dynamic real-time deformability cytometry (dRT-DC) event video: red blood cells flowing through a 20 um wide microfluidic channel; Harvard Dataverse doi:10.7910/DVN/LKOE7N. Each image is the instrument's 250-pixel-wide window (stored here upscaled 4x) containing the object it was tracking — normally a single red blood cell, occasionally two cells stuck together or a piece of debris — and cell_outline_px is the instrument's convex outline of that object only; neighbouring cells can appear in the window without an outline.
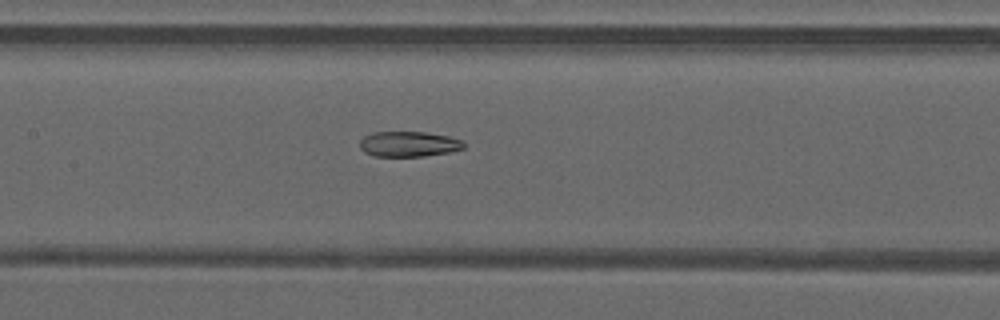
{"species": "common noctule bat (a hibernating species)", "species_latin": "Nyctalus noctula", "temperature_condition": "warm", "stored_images_in_passage": 38, "camera_frame_rate_fps": 3000, "um_per_image_px": 0.085, "animal": {"sex": "male", "forearm_length_mm": 52.5}, "frame": {"image": 1, "passage_image": 13, "time_ms": 4.0, "image_size_px": [1000, 320], "cell_outline_px": [[464, 148], [448, 152], [424, 156], [376, 156], [364, 152], [360, 148], [360, 140], [364, 136], [372, 132], [424, 132], [448, 136], [464, 140]], "centroid_in_image_um": [34.73, 12.24], "position_along_channel_um": 172.7, "area_um2": 15.32}}
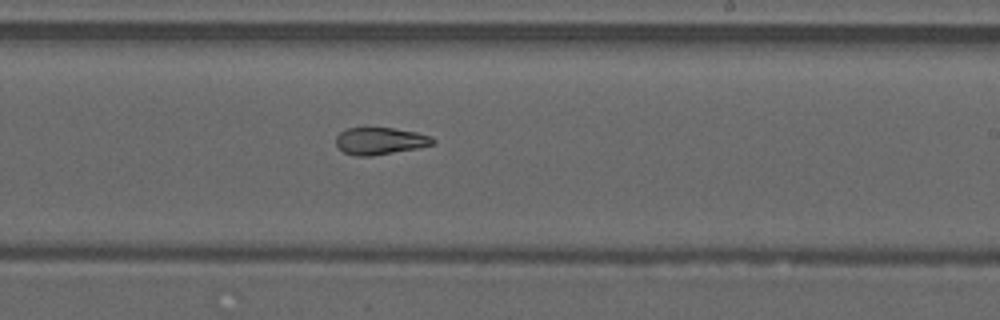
{"frame": {"image": 2, "passage_image": 19, "time_ms": 6.0, "image_size_px": [1000, 320], "cell_outline_px": [[436, 140], [432, 144], [416, 148], [372, 156], [356, 156], [344, 152], [336, 144], [336, 136], [340, 132], [348, 128], [392, 128], [416, 132], [432, 136]], "centroid_in_image_um": [32.3, 11.98], "position_along_channel_um": 256.7, "area_um2": 15.14}}
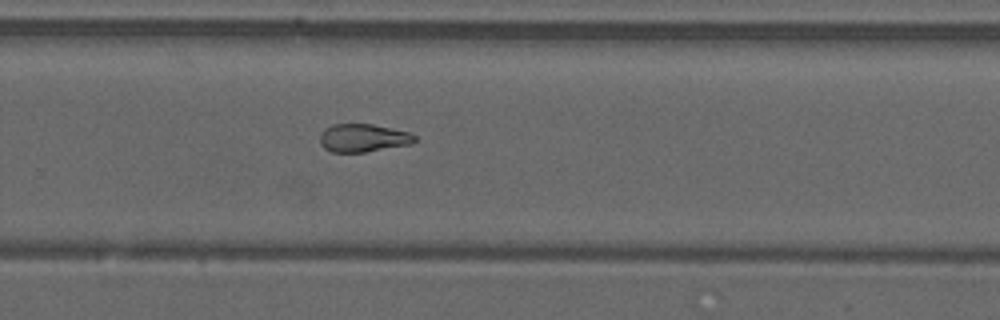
{"frame": {"image": 3, "passage_image": 22, "time_ms": 7.0, "image_size_px": [1000, 320], "cell_outline_px": [[416, 140], [412, 144], [364, 152], [332, 152], [324, 148], [320, 144], [320, 136], [324, 128], [332, 124], [372, 124], [408, 132], [416, 136]], "centroid_in_image_um": [30.85, 11.72], "position_along_channel_um": 299.0, "area_um2": 15.49}, "authors_computed_cell_mechanics": {"area_um2": 16.762, "velocity_mm_per_s": 4.2269, "shape_relaxation_time_tau1_ms": null, "shape_relaxation_time_tau2_ms": 3.0309, "deformation_change_tau1": null, "deformation_change_tau2": 0.1139}}